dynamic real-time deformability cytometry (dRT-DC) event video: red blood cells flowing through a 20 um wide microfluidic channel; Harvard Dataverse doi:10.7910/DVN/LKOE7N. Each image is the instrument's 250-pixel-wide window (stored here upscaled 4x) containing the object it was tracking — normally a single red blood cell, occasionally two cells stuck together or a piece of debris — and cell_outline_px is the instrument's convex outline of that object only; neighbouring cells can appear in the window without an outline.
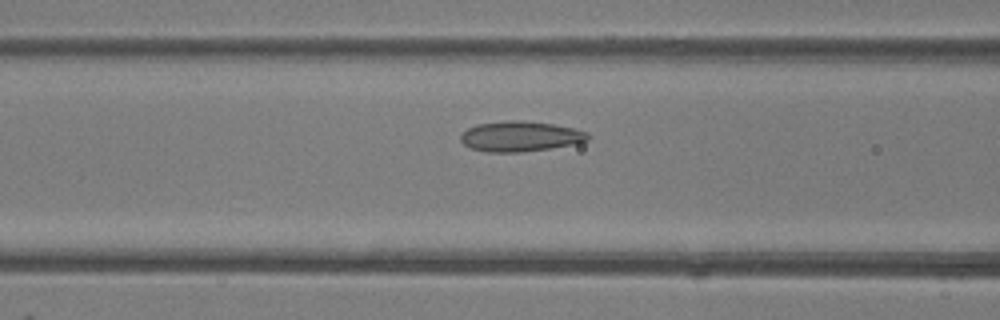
{"species": "common noctule bat (a hibernating species)", "species_latin": "Nyctalus noctula", "temperature_condition": "room temperature", "stored_images_in_passage": 33, "camera_frame_rate_fps": 3000, "um_per_image_px": 0.085, "animal": {"sex": "female"}, "frame": {"image": 1, "passage_image": 9, "time_ms": 2.667, "image_size_px": [1000, 320], "cell_outline_px": [[592, 136], [588, 140], [576, 144], [520, 152], [488, 152], [472, 148], [464, 144], [460, 140], [460, 136], [468, 128], [476, 124], [508, 120], [520, 120], [552, 124], [572, 128], [588, 132]], "centroid_in_image_um": [44.24, 11.58], "position_along_channel_um": 122.4, "area_um2": 22.37}}
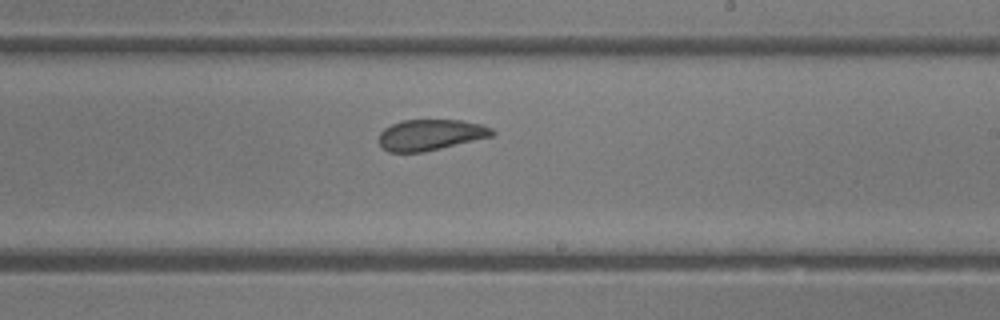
{"frame": {"image": 2, "passage_image": 18, "time_ms": 5.667, "image_size_px": [1000, 320], "cell_outline_px": [[496, 132], [492, 136], [424, 152], [388, 152], [380, 144], [380, 132], [384, 128], [392, 124], [404, 120], [460, 120], [480, 124], [492, 128]], "centroid_in_image_um": [36.6, 11.46], "position_along_channel_um": 252.4, "area_um2": 20.23}}
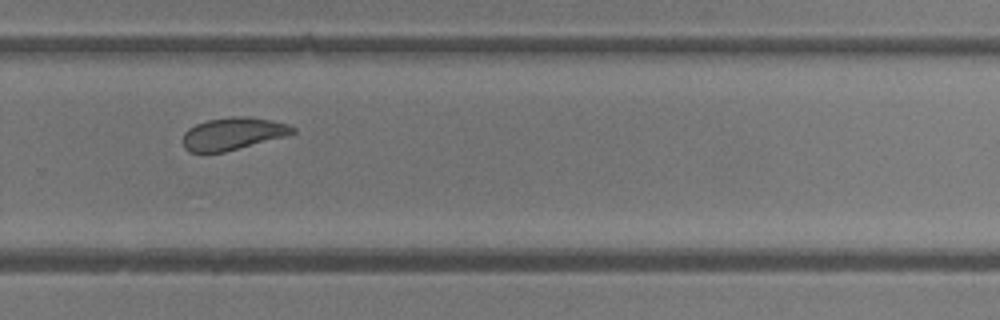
{"frame": {"image": 3, "passage_image": 22, "time_ms": 7.0, "image_size_px": [1000, 320], "cell_outline_px": [[296, 132], [284, 136], [224, 152], [188, 152], [184, 148], [184, 132], [188, 128], [196, 124], [208, 120], [232, 116], [248, 116], [288, 124], [296, 128]], "centroid_in_image_um": [19.77, 11.36], "position_along_channel_um": 310.0, "area_um2": 20.46}, "authors_computed_cell_mechanics": {"area_um2": 20.9236, "velocity_mm_per_s": 4.3513, "shape_relaxation_time_tau1_ms": 2.8286, "shape_relaxation_time_tau2_ms": 1.4636, "deformation_change_tau1": 0.0829, "deformation_change_tau2": 0.0681}}